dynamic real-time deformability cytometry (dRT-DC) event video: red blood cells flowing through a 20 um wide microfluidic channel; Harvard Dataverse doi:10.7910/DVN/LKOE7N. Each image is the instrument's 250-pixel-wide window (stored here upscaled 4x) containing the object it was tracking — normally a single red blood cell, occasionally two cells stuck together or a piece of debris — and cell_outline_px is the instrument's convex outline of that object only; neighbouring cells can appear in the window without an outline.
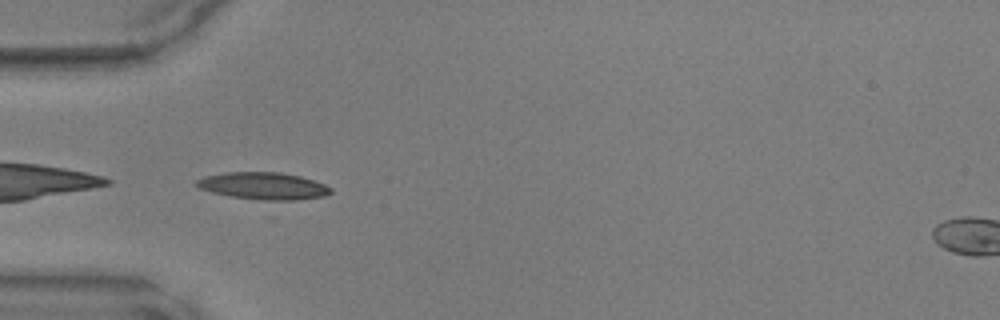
{"species": "common noctule bat (a hibernating species)", "species_latin": "Nyctalus noctula", "temperature_condition": "warm", "stored_images_in_passage": 34, "camera_frame_rate_fps": 3000, "um_per_image_px": 0.085, "animal": {"sex": "male", "body_mass_g": 17.9, "forearm_length_mm": 54.2}, "frame": {"image": 1, "passage_image": 1, "time_ms": 0.0, "image_size_px": [1000, 320], "cell_outline_px": [[332, 192], [324, 196], [276, 216], [200, 188], [196, 184], [196, 180], [208, 176], [224, 172], [280, 172], [300, 176], [324, 184], [332, 188]], "centroid_in_image_um": [22.55, 16.13], "position_along_channel_um": 62.4, "area_um2": 26.7}}
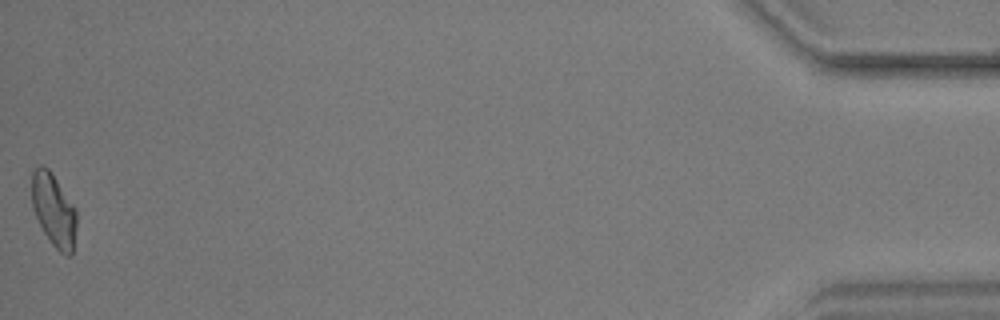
{"frame": {"image": 2, "passage_image": 34, "time_ms": 11.0, "image_size_px": [1000, 320], "cell_outline_px": [[76, 228], [72, 256], [64, 256], [52, 244], [44, 232], [32, 208], [32, 172], [40, 164], [44, 164], [52, 172], [76, 208]], "centroid_in_image_um": [4.58, 17.85], "position_along_channel_um": 430.6, "area_um2": 19.19}}